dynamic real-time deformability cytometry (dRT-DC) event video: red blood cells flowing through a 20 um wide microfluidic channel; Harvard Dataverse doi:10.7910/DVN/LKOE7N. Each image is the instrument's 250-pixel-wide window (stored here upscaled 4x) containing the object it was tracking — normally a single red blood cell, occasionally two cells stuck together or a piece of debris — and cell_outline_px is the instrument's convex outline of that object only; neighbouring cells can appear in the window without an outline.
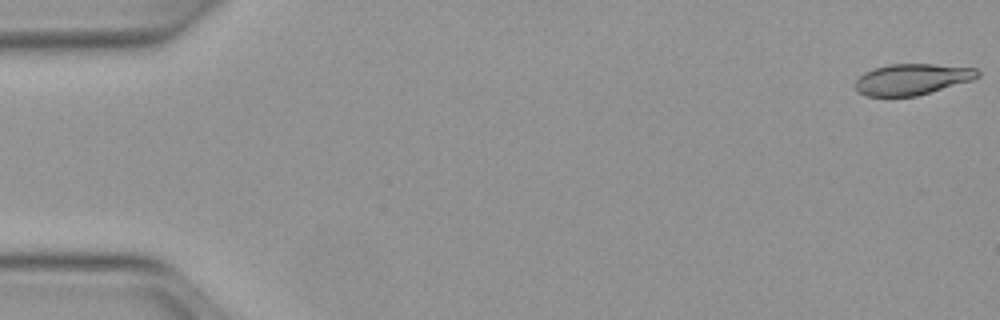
{"species": "Egyptian fruit bat (a non-hibernating species)", "species_latin": "Rousettus aegyptiacus", "temperature_condition": "warm", "stored_images_in_passage": 51, "camera_frame_rate_fps": 3000, "um_per_image_px": 0.085, "animal": {"sex": "female"}, "frame": {"image": 1, "passage_image": 1, "time_ms": 0.0, "image_size_px": [1000, 320], "cell_outline_px": [[980, 76], [972, 80], [916, 96], [868, 96], [860, 92], [856, 88], [856, 80], [864, 72], [876, 68], [892, 64], [932, 64], [976, 68], [980, 72]], "centroid_in_image_um": [77.56, 6.73], "position_along_channel_um": 7.4, "area_um2": 21.85}}
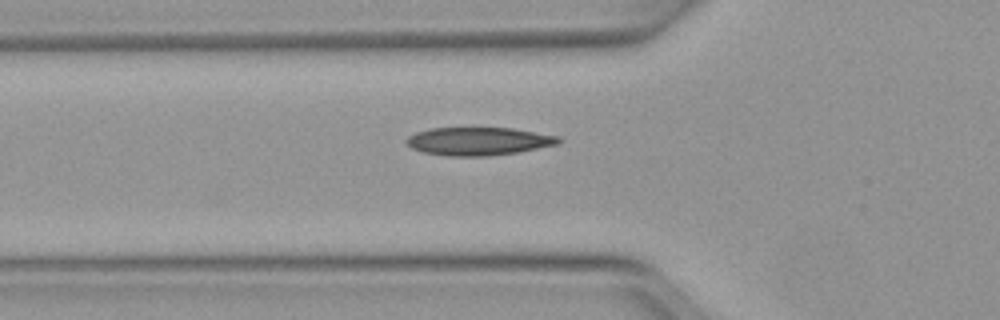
{"frame": {"image": 2, "passage_image": 18, "time_ms": 5.667, "image_size_px": [1000, 320], "cell_outline_px": [[564, 140], [560, 144], [516, 152], [488, 156], [448, 156], [424, 152], [412, 148], [404, 140], [408, 136], [416, 132], [432, 128], [512, 128], [560, 136]], "centroid_in_image_um": [40.71, 12.0], "position_along_channel_um": 85.1, "area_um2": 24.91}}
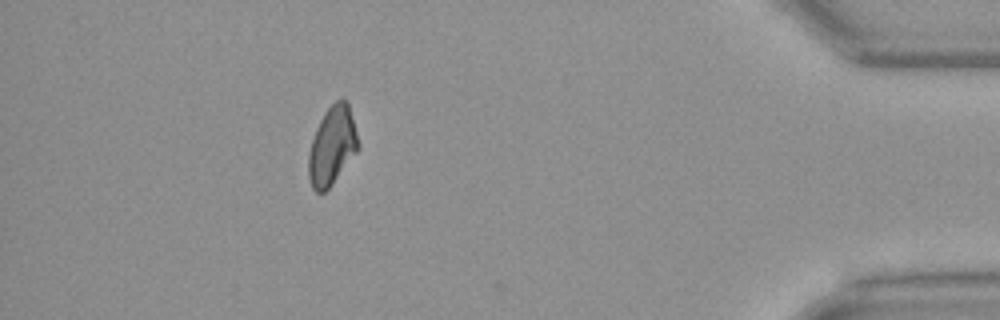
{"frame": {"image": 3, "passage_image": 46, "time_ms": 15.0, "image_size_px": [1000, 320], "cell_outline_px": [[360, 148], [332, 184], [324, 192], [316, 192], [312, 188], [308, 176], [308, 156], [312, 140], [316, 128], [324, 112], [336, 100], [348, 100], [360, 144]], "centroid_in_image_um": [28.24, 12.39], "position_along_channel_um": 407.0, "area_um2": 22.77}, "authors_computed_cell_mechanics": {"area_um2": 23.409, "velocity_mm_per_s": 4.0072, "shape_relaxation_time_tau1_ms": 7.869, "shape_relaxation_time_tau2_ms": 3.5473, "deformation_change_tau1": 0.2078, "deformation_change_tau2": 0.0979}}